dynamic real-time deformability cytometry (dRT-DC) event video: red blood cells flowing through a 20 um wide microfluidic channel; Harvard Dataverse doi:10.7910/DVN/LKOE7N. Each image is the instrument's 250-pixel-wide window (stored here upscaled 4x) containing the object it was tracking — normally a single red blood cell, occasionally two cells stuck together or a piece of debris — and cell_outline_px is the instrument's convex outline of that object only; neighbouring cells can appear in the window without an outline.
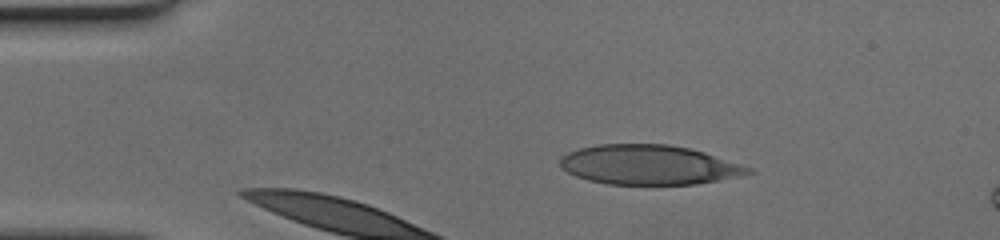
{"species": "human", "species_latin": "Homo sapiens", "temperature_condition": "cold", "stored_images_in_passage": 27, "camera_frame_rate_fps": 3000, "um_per_image_px": 0.085, "donor": {"sex": "female"}, "frame": {"image": 1, "passage_image": 1, "time_ms": 0.0, "image_size_px": [1000, 240], "cell_outline_px": [[756, 172], [696, 184], [608, 184], [588, 180], [576, 176], [560, 168], [560, 160], [568, 152], [580, 148], [600, 144], [668, 144], [688, 148], [704, 152], [752, 168]], "centroid_in_image_um": [55.13, 14.01], "position_along_channel_um": 29.9, "area_um2": 43.06}}
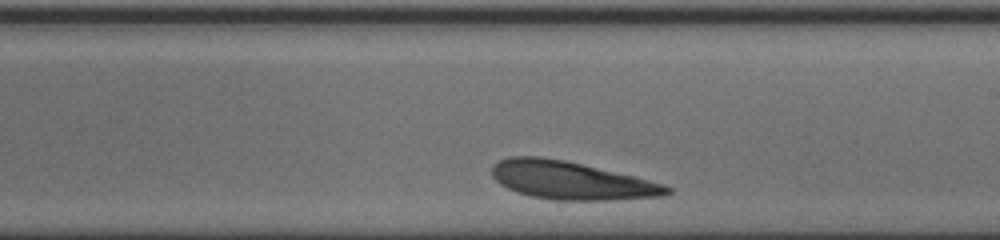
{"frame": {"image": 2, "passage_image": 17, "time_ms": 5.333, "image_size_px": [1000, 240], "cell_outline_px": [[672, 192], [664, 196], [612, 200], [556, 200], [532, 196], [516, 192], [500, 184], [492, 176], [492, 164], [496, 160], [508, 156], [540, 156], [564, 160], [632, 176], [664, 184], [672, 188]], "centroid_in_image_um": [48.5, 15.33], "position_along_channel_um": 240.5, "area_um2": 38.67}}
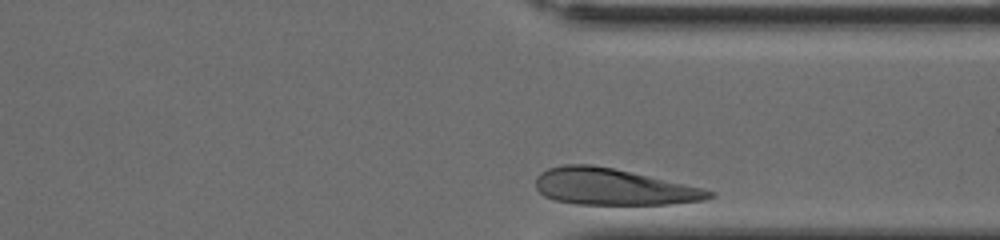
{"frame": {"image": 3, "passage_image": 27, "time_ms": 8.667, "image_size_px": [1000, 240], "cell_outline_px": [[716, 196], [704, 200], [668, 204], [576, 204], [552, 200], [544, 196], [536, 188], [536, 176], [540, 172], [548, 168], [564, 164], [588, 164], [612, 168], [700, 188], [716, 192]], "centroid_in_image_um": [52.05, 15.89], "position_along_channel_um": 359.3, "area_um2": 36.47}}